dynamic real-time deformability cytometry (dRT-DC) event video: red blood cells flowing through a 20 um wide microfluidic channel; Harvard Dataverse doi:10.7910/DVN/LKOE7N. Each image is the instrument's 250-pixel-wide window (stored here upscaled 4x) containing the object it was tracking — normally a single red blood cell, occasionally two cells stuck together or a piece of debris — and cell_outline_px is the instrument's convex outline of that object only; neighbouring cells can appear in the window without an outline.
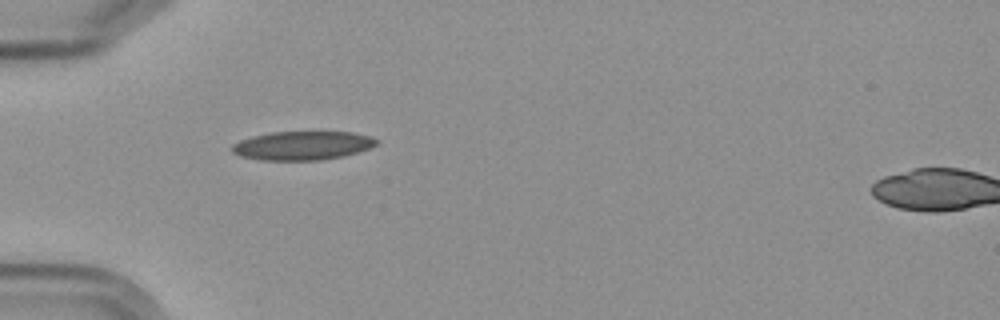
{"species": "Egyptian fruit bat (a non-hibernating species)", "species_latin": "Rousettus aegyptiacus", "temperature_condition": "cold", "stored_images_in_passage": 3, "segment_of_instrument_passage": [1, 2], "camera_frame_rate_fps": 3000, "um_per_image_px": 0.085, "frame": {"image": 1, "passage_image": 2, "time_ms": 1.333, "image_size_px": [1000, 320], "cell_outline_px": [[380, 140], [376, 144], [368, 148], [344, 156], [320, 160], [260, 160], [240, 156], [232, 152], [232, 144], [240, 140], [252, 136], [272, 132], [352, 132], [372, 136]], "centroid_in_image_um": [25.7, 12.37], "position_along_channel_um": 59.3, "area_um2": 24.22}}